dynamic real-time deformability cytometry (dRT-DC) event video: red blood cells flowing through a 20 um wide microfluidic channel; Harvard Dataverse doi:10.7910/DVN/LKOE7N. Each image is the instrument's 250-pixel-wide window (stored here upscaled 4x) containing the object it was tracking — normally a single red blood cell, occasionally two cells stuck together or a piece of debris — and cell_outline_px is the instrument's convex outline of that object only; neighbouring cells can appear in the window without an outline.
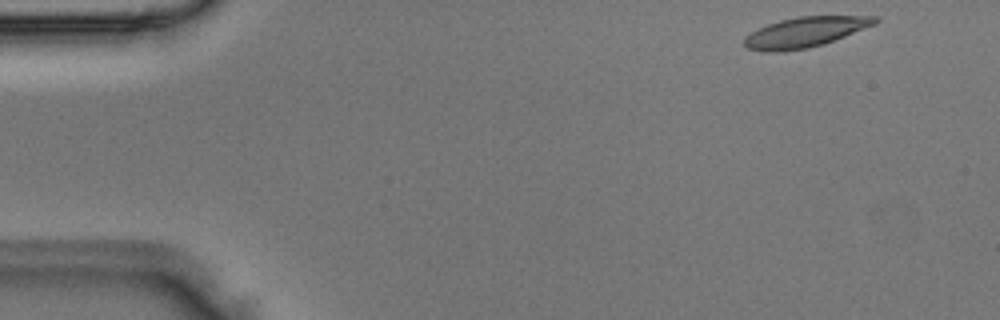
{"species": "Egyptian fruit bat (a non-hibernating species)", "species_latin": "Rousettus aegyptiacus", "temperature_condition": "room temperature", "stored_images_in_passage": 4, "camera_frame_rate_fps": 3000, "um_per_image_px": 0.085, "animal": {"sex": "male"}, "frame": {"image": 1, "passage_image": 1, "time_ms": 0.0, "image_size_px": [1000, 320], "cell_outline_px": [[880, 20], [876, 24], [824, 44], [808, 48], [776, 52], [764, 52], [748, 48], [744, 44], [744, 36], [768, 24], [780, 20], [800, 16], [876, 16]], "centroid_in_image_um": [68.45, 2.73], "position_along_channel_um": 16.6, "area_um2": 22.89}}